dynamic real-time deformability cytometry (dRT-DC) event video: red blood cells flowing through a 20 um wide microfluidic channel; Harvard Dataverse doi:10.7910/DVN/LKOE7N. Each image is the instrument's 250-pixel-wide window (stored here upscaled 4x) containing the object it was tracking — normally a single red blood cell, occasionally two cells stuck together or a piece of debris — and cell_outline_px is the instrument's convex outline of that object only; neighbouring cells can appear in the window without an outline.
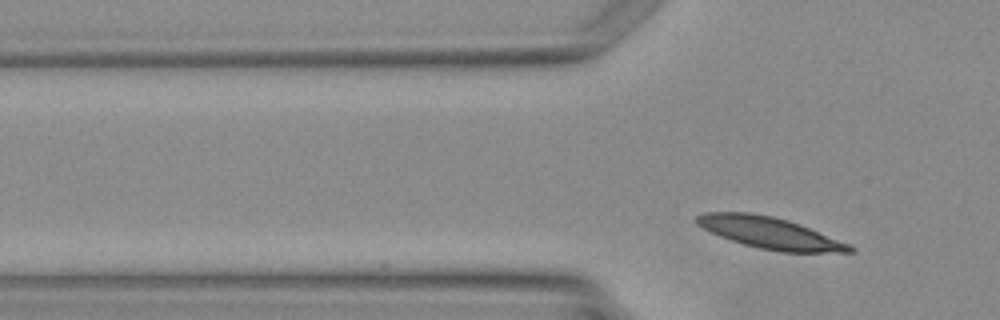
{"species": "Egyptian fruit bat (a non-hibernating species)", "species_latin": "Rousettus aegyptiacus", "temperature_condition": "warm", "stored_images_in_passage": 5, "segment_of_instrument_passage": [2, 2], "camera_frame_rate_fps": 3000, "um_per_image_px": 0.085, "animal": {"sex": "female"}, "frame": {"image": 1, "passage_image": 5, "time_ms": 5.0, "image_size_px": [1000, 320], "cell_outline_px": [[856, 252], [780, 252], [760, 248], [744, 244], [720, 236], [696, 224], [692, 220], [696, 216], [704, 212], [748, 212], [772, 216], [788, 220], [848, 244], [856, 248]], "centroid_in_image_um": [65.38, 19.79], "position_along_channel_um": 60.4, "area_um2": 27.69}}